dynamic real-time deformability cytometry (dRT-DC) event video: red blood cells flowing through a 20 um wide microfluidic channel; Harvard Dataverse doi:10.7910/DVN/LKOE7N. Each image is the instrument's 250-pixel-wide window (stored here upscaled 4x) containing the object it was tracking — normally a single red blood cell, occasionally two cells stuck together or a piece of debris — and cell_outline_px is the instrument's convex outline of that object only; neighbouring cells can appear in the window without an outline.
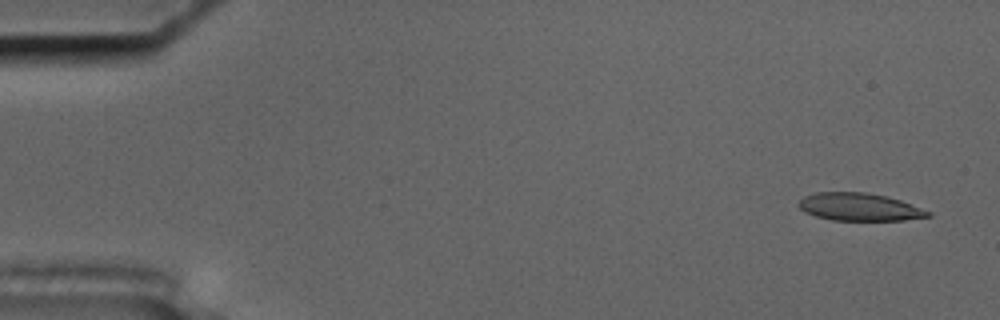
{"species": "common noctule bat (a hibernating species)", "species_latin": "Nyctalus noctula", "temperature_condition": "cold", "stored_images_in_passage": 55, "camera_frame_rate_fps": 3000, "um_per_image_px": 0.085, "animal": {"sex": "male", "body_mass_g": 17.5, "forearm_length_mm": 52.3}, "frame": {"image": 1, "passage_image": 2, "time_ms": 0.333, "image_size_px": [1000, 320], "cell_outline_px": [[932, 216], [904, 220], [832, 220], [816, 216], [804, 212], [796, 204], [804, 196], [816, 192], [864, 192], [888, 196], [900, 200], [932, 212]], "centroid_in_image_um": [73.04, 17.59], "position_along_channel_um": 12.0, "area_um2": 20.92}}
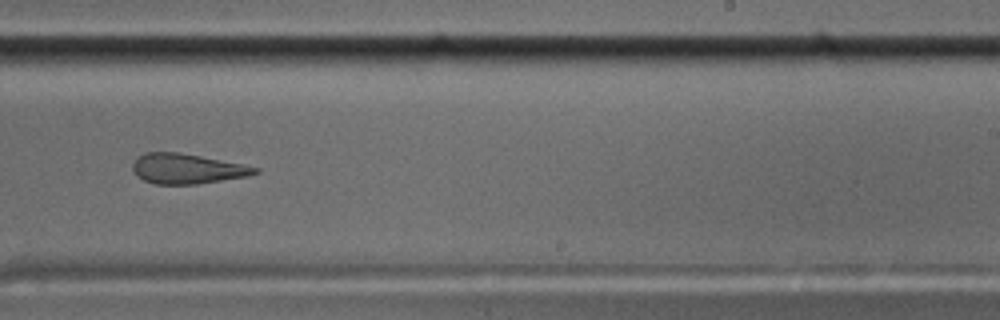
{"frame": {"image": 2, "passage_image": 34, "time_ms": 11.0, "image_size_px": [1000, 320], "cell_outline_px": [[260, 172], [248, 176], [196, 184], [156, 184], [144, 180], [136, 176], [132, 168], [132, 164], [136, 156], [148, 152], [180, 152], [244, 164], [260, 168]], "centroid_in_image_um": [15.89, 14.33], "position_along_channel_um": 273.1, "area_um2": 21.56}}
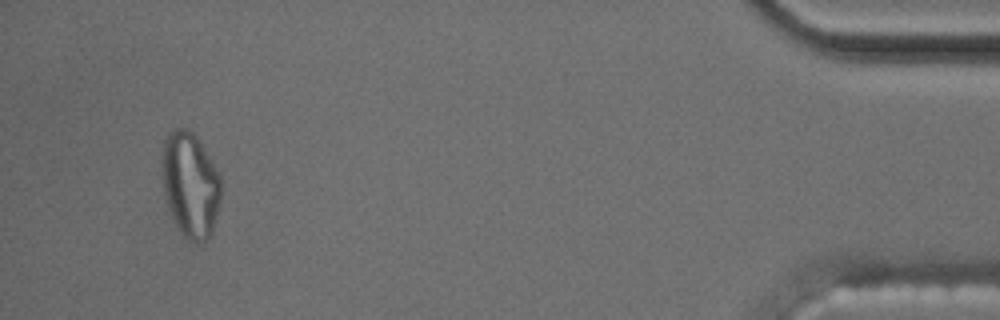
{"frame": {"image": 3, "passage_image": 52, "time_ms": 17.0, "image_size_px": [1000, 320], "cell_outline_px": [[220, 196], [212, 232], [204, 240], [188, 240], [180, 232], [172, 216], [164, 192], [164, 140], [168, 132], [172, 128], [188, 128], [196, 136], [220, 176]], "centroid_in_image_um": [16.18, 15.67], "position_along_channel_um": 419.0, "area_um2": 34.97}, "authors_computed_cell_mechanics": {"area_um2": 22.542, "velocity_mm_per_s": 3.6267, "shape_relaxation_time_tau1_ms": null, "shape_relaxation_time_tau2_ms": 2.3855, "deformation_change_tau1": null, "deformation_change_tau2": 0.1054}}